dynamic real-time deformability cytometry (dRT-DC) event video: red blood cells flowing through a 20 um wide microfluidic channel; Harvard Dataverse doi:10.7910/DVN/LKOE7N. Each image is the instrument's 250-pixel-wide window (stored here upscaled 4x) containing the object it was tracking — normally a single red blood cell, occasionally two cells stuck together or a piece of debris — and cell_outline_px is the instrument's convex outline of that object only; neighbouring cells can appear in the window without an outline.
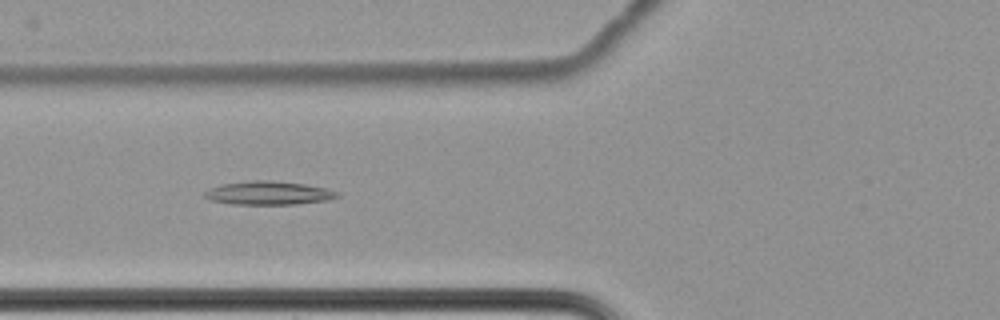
{"species": "common noctule bat (a hibernating species)", "species_latin": "Nyctalus noctula", "temperature_condition": "cold", "stored_images_in_passage": 65, "camera_frame_rate_fps": 3000, "um_per_image_px": 0.085, "animal": {"sex": "female", "body_mass_g": 22.7, "forearm_length_mm": 54.2}, "frame": {"image": 1, "passage_image": 28, "time_ms": 9.0, "image_size_px": [1000, 320], "cell_outline_px": [[340, 196], [328, 200], [296, 204], [232, 204], [212, 200], [204, 196], [204, 192], [208, 188], [224, 184], [252, 180], [272, 180], [304, 184], [324, 188], [336, 192]], "centroid_in_image_um": [22.81, 16.4], "position_along_channel_um": 103.0, "area_um2": 17.98}}
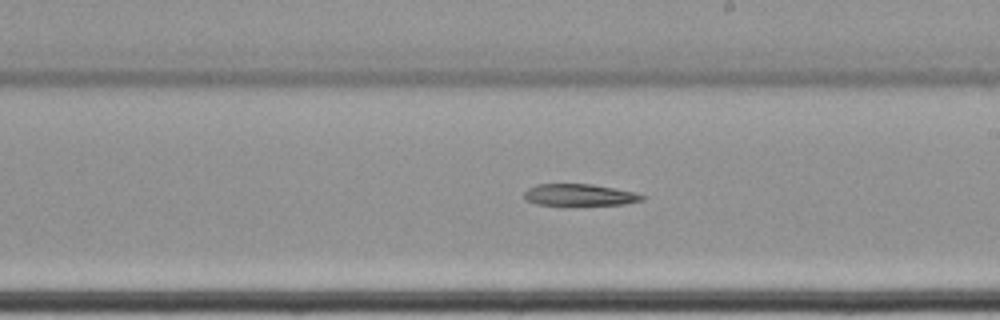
{"frame": {"image": 2, "passage_image": 40, "time_ms": 13.0, "image_size_px": [1000, 320], "cell_outline_px": [[644, 200], [624, 204], [564, 208], [536, 204], [524, 200], [524, 192], [528, 188], [536, 184], [592, 184], [636, 192], [644, 196]], "centroid_in_image_um": [49.21, 16.62], "position_along_channel_um": 239.8, "area_um2": 16.01}}
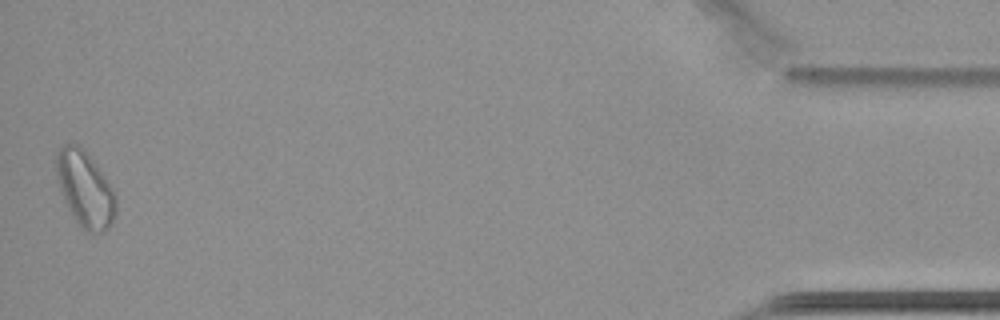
{"frame": {"image": 3, "passage_image": 64, "time_ms": 21.0, "image_size_px": [1000, 320], "cell_outline_px": [[116, 216], [108, 228], [100, 232], [88, 232], [76, 220], [68, 208], [64, 200], [52, 164], [56, 152], [64, 144], [80, 144], [104, 176], [112, 188], [116, 196]], "centroid_in_image_um": [7.19, 16.02], "position_along_channel_um": 428.0, "area_um2": 26.3}}